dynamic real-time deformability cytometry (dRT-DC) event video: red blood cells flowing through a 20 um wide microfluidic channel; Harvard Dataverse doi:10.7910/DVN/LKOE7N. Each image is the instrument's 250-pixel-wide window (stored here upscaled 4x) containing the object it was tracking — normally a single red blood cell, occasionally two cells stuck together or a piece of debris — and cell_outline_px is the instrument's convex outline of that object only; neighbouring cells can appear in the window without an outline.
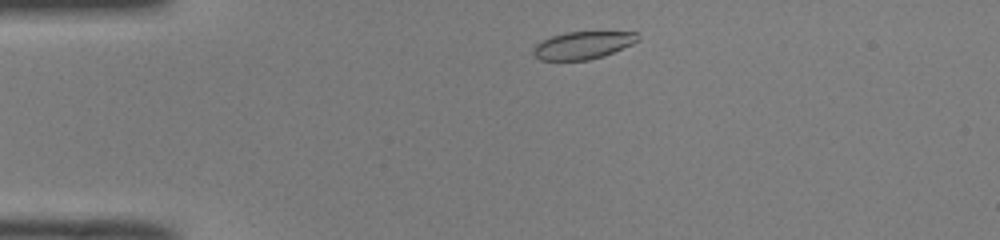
{"species": "common noctule bat (a hibernating species)", "species_latin": "Nyctalus noctula", "temperature_condition": "room temperature", "stored_images_in_passage": 42, "camera_frame_rate_fps": 3000, "um_per_image_px": 0.085, "animal": {"sex": "male", "body_mass_g": 19.0, "forearm_length_mm": 50.8}, "frame": {"image": 1, "passage_image": 2, "time_ms": 0.333, "image_size_px": [1000, 240], "cell_outline_px": [[640, 40], [632, 44], [604, 56], [588, 60], [540, 60], [532, 52], [532, 48], [536, 44], [552, 36], [564, 32], [636, 32], [640, 36]], "centroid_in_image_um": [49.55, 3.84], "position_along_channel_um": 35.4, "area_um2": 16.76}}
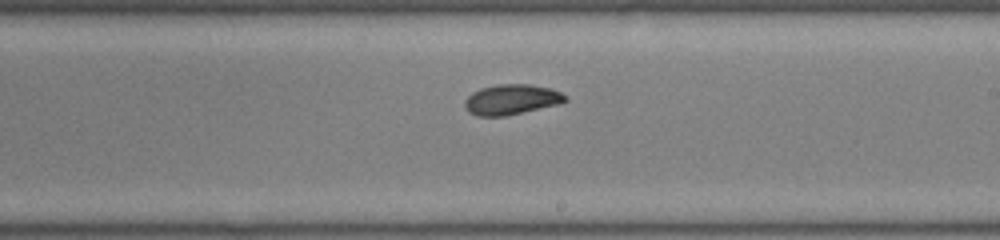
{"frame": {"image": 2, "passage_image": 21, "time_ms": 6.667, "image_size_px": [1000, 240], "cell_outline_px": [[568, 100], [560, 104], [504, 116], [476, 116], [468, 112], [464, 108], [464, 100], [472, 92], [480, 88], [496, 84], [528, 84], [552, 88], [568, 96]], "centroid_in_image_um": [43.47, 8.45], "position_along_channel_um": 245.5, "area_um2": 17.98}}
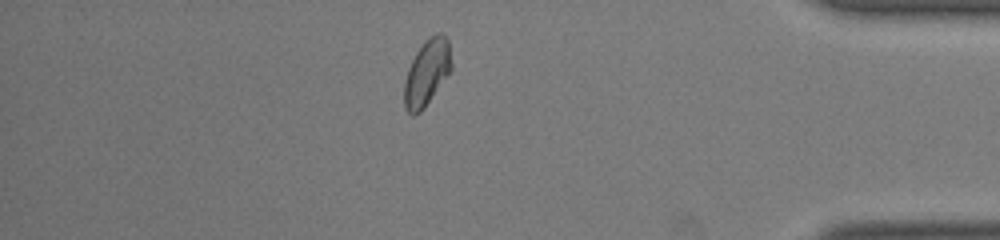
{"frame": {"image": 3, "passage_image": 35, "time_ms": 11.333, "image_size_px": [1000, 240], "cell_outline_px": [[452, 72], [424, 108], [420, 112], [412, 116], [404, 108], [404, 80], [408, 68], [416, 52], [424, 40], [428, 36], [436, 32], [444, 32], [448, 40], [452, 64]], "centroid_in_image_um": [36.3, 6.15], "position_along_channel_um": 398.9, "area_um2": 18.73}, "authors_computed_cell_mechanics": {"area_um2": 17.9758, "velocity_mm_per_s": 3.9837, "shape_relaxation_time_tau1_ms": 4.1362, "shape_relaxation_time_tau2_ms": 1.3902, "deformation_change_tau1": 0.128, "deformation_change_tau2": 0.0469}}